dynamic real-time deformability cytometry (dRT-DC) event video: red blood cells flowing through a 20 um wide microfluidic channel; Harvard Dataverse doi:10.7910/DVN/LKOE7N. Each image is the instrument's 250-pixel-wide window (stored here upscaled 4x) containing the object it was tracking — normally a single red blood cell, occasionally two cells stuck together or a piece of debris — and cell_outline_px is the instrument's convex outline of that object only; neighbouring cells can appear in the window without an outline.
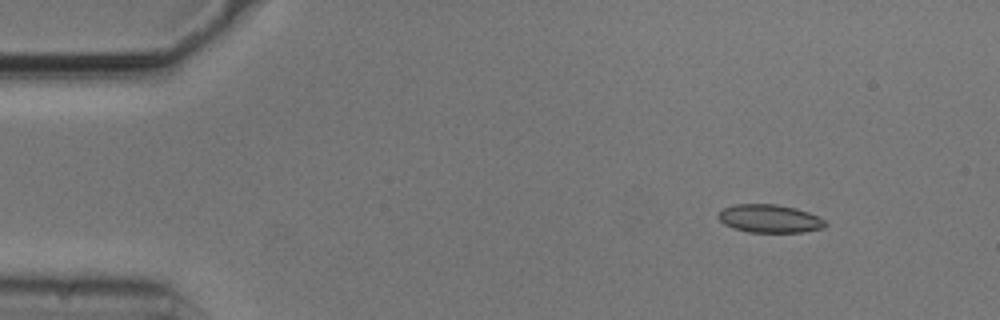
{"species": "common noctule bat (a hibernating species)", "species_latin": "Nyctalus noctula", "temperature_condition": "cold", "stored_images_in_passage": 2, "segment_of_instrument_passage": [2, 2], "camera_frame_rate_fps": 3000, "um_per_image_px": 0.085, "animal": {"sex": "male", "body_mass_g": 20.5, "forearm_length_mm": 52.5}, "frame": {"image": 1, "passage_image": 2, "time_ms": 0.333, "image_size_px": [1000, 320], "cell_outline_px": [[828, 224], [824, 228], [804, 232], [748, 232], [732, 228], [724, 224], [716, 216], [724, 208], [736, 204], [776, 204], [796, 208], [808, 212], [824, 220]], "centroid_in_image_um": [65.42, 18.59], "position_along_channel_um": 19.6, "area_um2": 17.57}}